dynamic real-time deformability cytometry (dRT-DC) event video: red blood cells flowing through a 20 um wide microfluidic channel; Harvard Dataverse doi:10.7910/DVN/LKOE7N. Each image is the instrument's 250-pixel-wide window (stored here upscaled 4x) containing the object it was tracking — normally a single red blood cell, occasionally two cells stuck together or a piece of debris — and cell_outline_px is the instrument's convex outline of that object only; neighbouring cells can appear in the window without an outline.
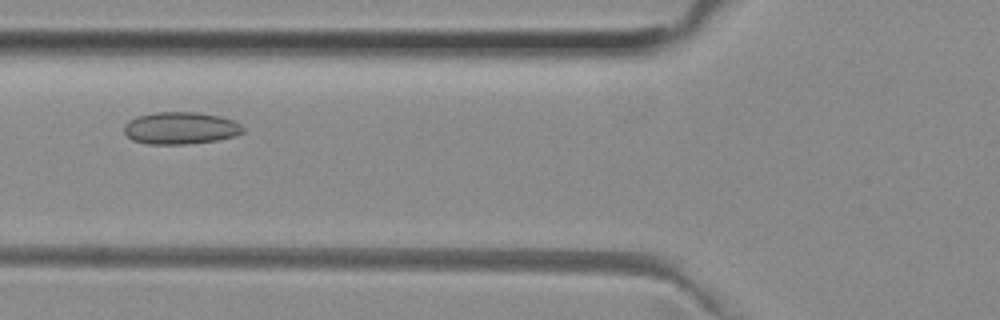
{"species": "common noctule bat (a hibernating species)", "species_latin": "Nyctalus noctula", "temperature_condition": "room temperature", "stored_images_in_passage": 6, "camera_frame_rate_fps": 3000, "um_per_image_px": 0.085, "animal": {"sex": "female", "body_mass_g": 29.2, "forearm_length_mm": 56.3}, "frame": {"image": 1, "passage_image": 6, "time_ms": 1.667, "image_size_px": [1000, 320], "cell_outline_px": [[244, 132], [236, 136], [216, 140], [184, 144], [148, 144], [132, 140], [124, 132], [124, 124], [128, 120], [136, 116], [156, 112], [196, 112], [220, 116], [232, 120], [240, 124], [244, 128]], "centroid_in_image_um": [15.33, 10.88], "position_along_channel_um": 110.5, "area_um2": 22.37}}